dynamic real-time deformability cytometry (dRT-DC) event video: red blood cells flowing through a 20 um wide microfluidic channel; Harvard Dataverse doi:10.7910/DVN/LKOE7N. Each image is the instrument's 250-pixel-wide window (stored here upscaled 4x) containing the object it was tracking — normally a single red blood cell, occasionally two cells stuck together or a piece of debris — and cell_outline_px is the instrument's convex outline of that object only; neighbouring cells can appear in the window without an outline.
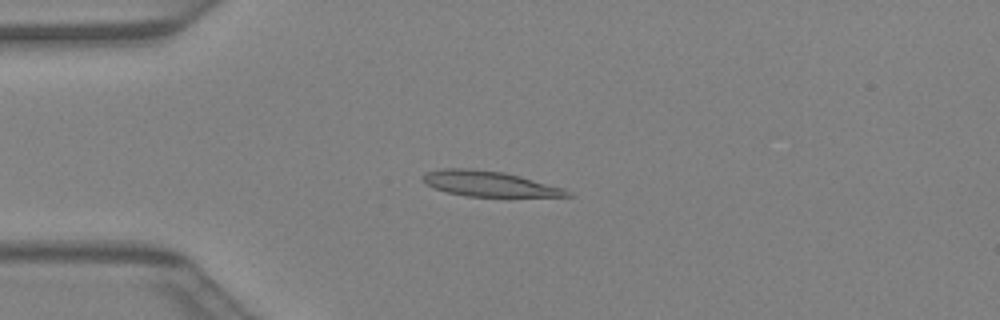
{"species": "Egyptian fruit bat (a non-hibernating species)", "species_latin": "Rousettus aegyptiacus", "temperature_condition": "warm", "stored_images_in_passage": 32, "camera_frame_rate_fps": 3000, "um_per_image_px": 0.085, "animal": {"sex": "female"}, "frame": {"image": 1, "passage_image": 2, "time_ms": 0.333, "image_size_px": [1000, 320], "cell_outline_px": [[576, 196], [468, 196], [448, 192], [432, 188], [420, 176], [424, 172], [440, 168], [472, 168], [504, 172], [520, 176], [564, 188], [572, 192]], "centroid_in_image_um": [41.56, 15.6], "position_along_channel_um": 43.4, "area_um2": 21.33}}
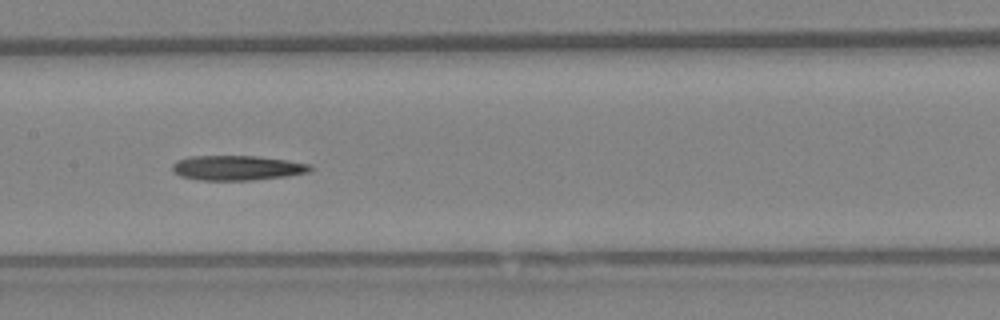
{"frame": {"image": 2, "passage_image": 12, "time_ms": 3.667, "image_size_px": [1000, 320], "cell_outline_px": [[312, 168], [308, 172], [284, 176], [252, 180], [200, 180], [180, 176], [172, 172], [172, 164], [176, 160], [188, 156], [256, 156], [288, 160], [312, 164]], "centroid_in_image_um": [20.11, 14.26], "position_along_channel_um": 187.3, "area_um2": 20.0}}
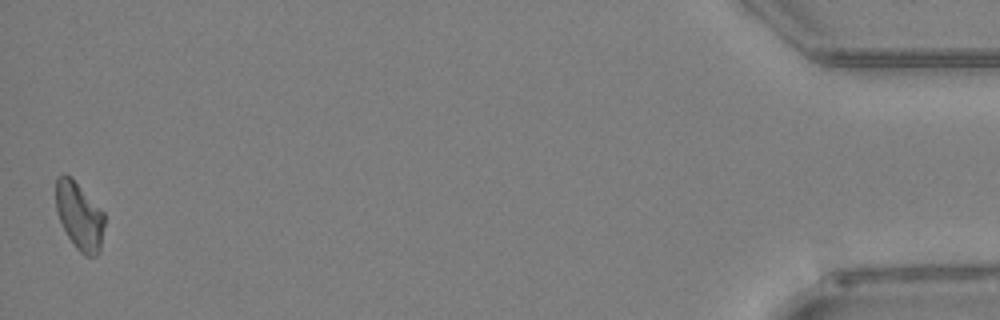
{"frame": {"image": 3, "passage_image": 32, "time_ms": 10.333, "image_size_px": [1000, 320], "cell_outline_px": [[104, 224], [100, 252], [96, 256], [84, 256], [76, 248], [68, 236], [60, 220], [56, 208], [56, 176], [64, 172], [72, 176], [104, 212]], "centroid_in_image_um": [6.75, 18.32], "position_along_channel_um": 428.5, "area_um2": 19.36}}